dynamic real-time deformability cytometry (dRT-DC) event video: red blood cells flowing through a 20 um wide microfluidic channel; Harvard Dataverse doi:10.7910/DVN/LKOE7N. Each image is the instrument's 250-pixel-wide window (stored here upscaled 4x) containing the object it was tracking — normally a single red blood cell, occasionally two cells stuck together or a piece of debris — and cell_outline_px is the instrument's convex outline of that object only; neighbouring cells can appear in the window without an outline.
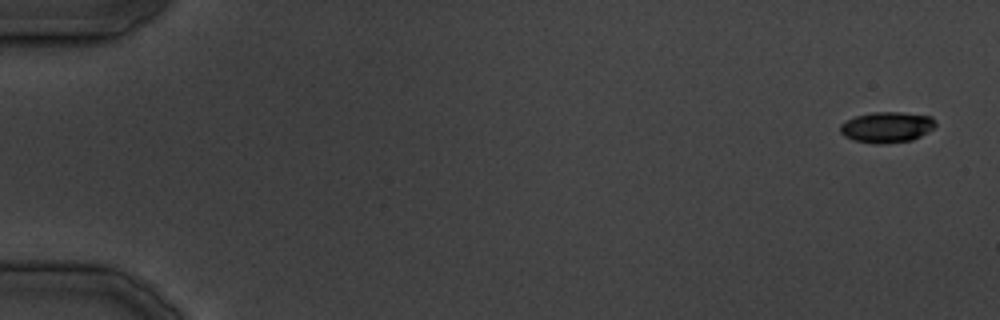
{"species": "common noctule bat (a hibernating species)", "species_latin": "Nyctalus noctula", "temperature_condition": "cold", "stored_images_in_passage": 36, "camera_frame_rate_fps": 3000, "um_per_image_px": 0.085, "animal": {"sex": "male", "body_mass_g": 19.5, "forearm_length_mm": 54.6}, "frame": {"image": 1, "passage_image": 1, "time_ms": 0.0, "image_size_px": [1000, 320], "cell_outline_px": [[936, 124], [932, 128], [920, 136], [912, 140], [884, 144], [876, 144], [856, 140], [844, 136], [840, 132], [840, 124], [856, 116], [872, 112], [900, 112], [932, 116], [936, 120]], "centroid_in_image_um": [75.39, 10.8], "position_along_channel_um": 9.6, "area_um2": 16.99}}
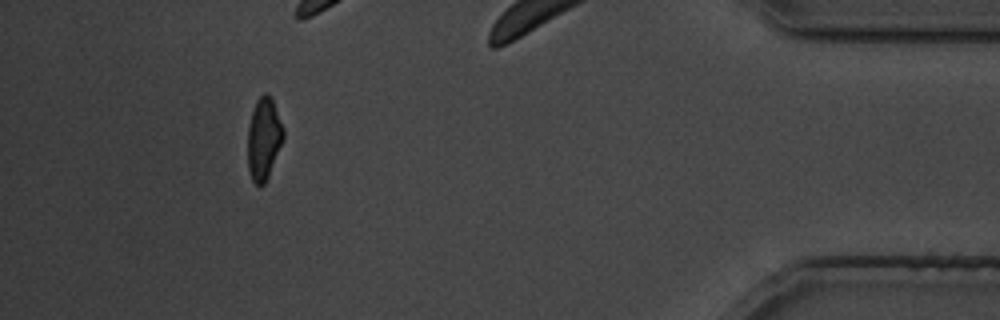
{"frame": {"image": 2, "passage_image": 34, "time_ms": 40.667, "image_size_px": [1000, 320], "cell_outline_px": [[284, 136], [268, 176], [264, 184], [256, 184], [252, 180], [248, 168], [248, 128], [252, 108], [256, 100], [264, 92], [268, 92], [272, 96], [284, 128]], "centroid_in_image_um": [22.42, 11.7], "position_along_channel_um": 412.8, "area_um2": 17.11}}